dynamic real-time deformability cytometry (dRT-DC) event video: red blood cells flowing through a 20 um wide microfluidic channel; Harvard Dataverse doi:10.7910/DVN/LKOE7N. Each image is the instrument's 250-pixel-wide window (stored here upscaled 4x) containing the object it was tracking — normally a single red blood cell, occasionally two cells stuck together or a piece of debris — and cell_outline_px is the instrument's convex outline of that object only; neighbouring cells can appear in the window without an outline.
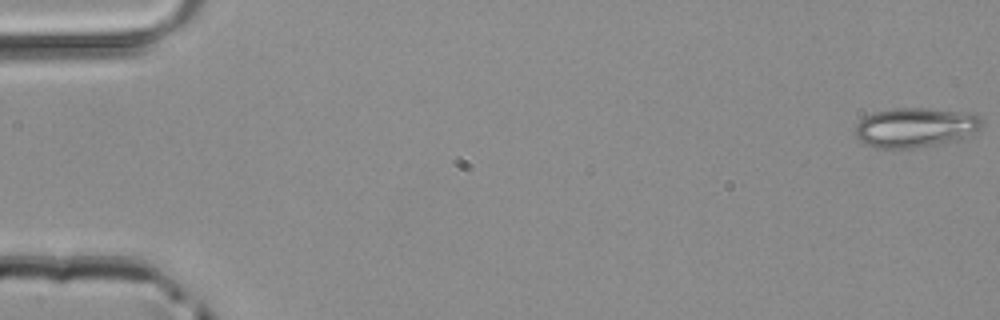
{"species": "common noctule bat (a hibernating species)", "species_latin": "Nyctalus noctula", "temperature_condition": "room temperature", "stored_images_in_passage": 49, "camera_frame_rate_fps": 3000, "um_per_image_px": 0.085, "animal": {"sex": "male", "body_mass_g": 20.4}, "frame": {"image": 1, "passage_image": 1, "time_ms": 0.0, "image_size_px": [1000, 320], "cell_outline_px": [[984, 124], [976, 132], [960, 140], [912, 148], [876, 148], [864, 144], [856, 140], [856, 124], [864, 116], [876, 112], [892, 108], [928, 108], [968, 112], [980, 116], [984, 120]], "centroid_in_image_um": [77.83, 10.83], "position_along_channel_um": 7.2, "area_um2": 29.71}}
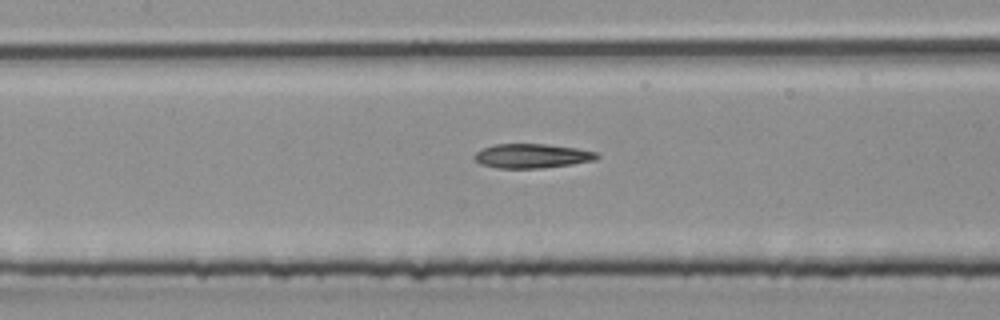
{"frame": {"image": 2, "passage_image": 23, "time_ms": 7.333, "image_size_px": [1000, 320], "cell_outline_px": [[600, 156], [596, 160], [572, 164], [540, 168], [500, 168], [480, 164], [472, 156], [476, 152], [492, 144], [548, 144], [576, 148], [596, 152]], "centroid_in_image_um": [45.22, 13.25], "position_along_channel_um": 162.2, "area_um2": 17.34}}
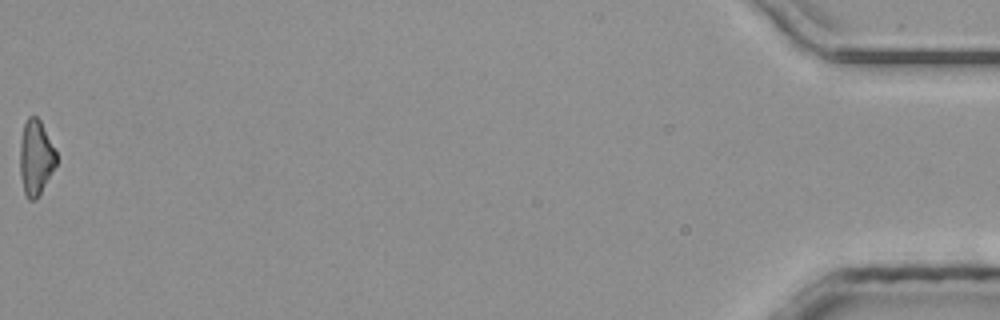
{"frame": {"image": 3, "passage_image": 49, "time_ms": 16.0, "image_size_px": [1000, 320], "cell_outline_px": [[56, 164], [36, 200], [28, 200], [24, 192], [20, 176], [20, 140], [24, 124], [28, 116], [36, 116], [40, 120], [56, 152]], "centroid_in_image_um": [3.02, 13.39], "position_along_channel_um": 432.2, "area_um2": 15.72}}